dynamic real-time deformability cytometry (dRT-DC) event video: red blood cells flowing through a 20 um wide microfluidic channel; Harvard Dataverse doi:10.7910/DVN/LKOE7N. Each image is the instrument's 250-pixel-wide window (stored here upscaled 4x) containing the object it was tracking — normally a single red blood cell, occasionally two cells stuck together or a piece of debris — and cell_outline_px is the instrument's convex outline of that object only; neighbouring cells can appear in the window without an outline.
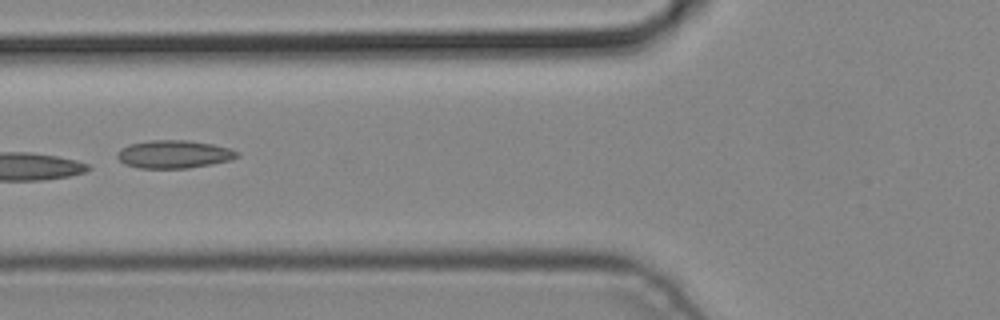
{"species": "common noctule bat (a hibernating species)", "species_latin": "Nyctalus noctula", "temperature_condition": "cold", "stored_images_in_passage": 6, "camera_frame_rate_fps": 3000, "um_per_image_px": 0.085, "animal": {"sex": "male", "body_mass_g": 19.2, "forearm_length_mm": 51.8}, "frame": {"image": 1, "passage_image": 6, "time_ms": 1.667, "image_size_px": [1000, 320], "cell_outline_px": [[240, 156], [232, 160], [212, 164], [188, 168], [140, 168], [124, 164], [116, 156], [116, 152], [120, 148], [128, 144], [152, 140], [188, 140], [212, 144], [232, 148], [240, 152]], "centroid_in_image_um": [14.81, 13.1], "position_along_channel_um": 111.0, "area_um2": 19.83}}